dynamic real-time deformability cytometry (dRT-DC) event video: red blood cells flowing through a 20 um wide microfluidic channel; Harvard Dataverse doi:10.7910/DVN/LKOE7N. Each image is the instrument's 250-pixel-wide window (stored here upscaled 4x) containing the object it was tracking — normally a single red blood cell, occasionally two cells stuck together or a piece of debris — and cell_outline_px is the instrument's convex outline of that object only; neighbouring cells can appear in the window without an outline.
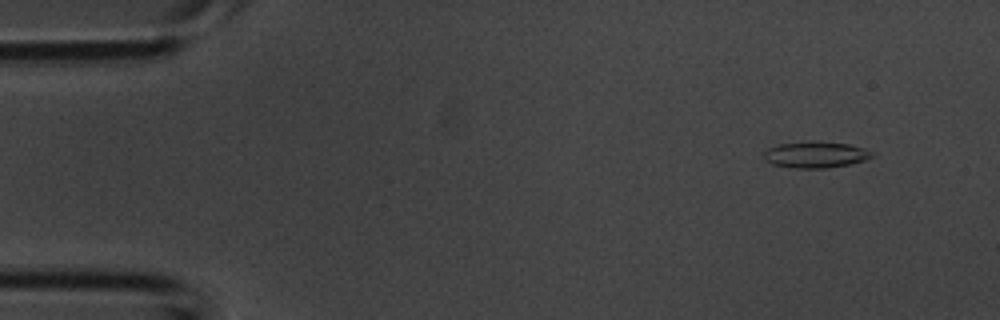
{"species": "common noctule bat (a hibernating species)", "species_latin": "Nyctalus noctula", "temperature_condition": "room temperature", "stored_images_in_passage": 5, "camera_frame_rate_fps": 3000, "um_per_image_px": 0.085, "animal": {"sex": "male", "body_mass_g": 20.1, "forearm_length_mm": 53.5}, "frame": {"image": 1, "passage_image": 2, "time_ms": 0.333, "image_size_px": [1000, 320], "cell_outline_px": [[876, 156], [868, 160], [852, 164], [828, 168], [792, 168], [772, 164], [764, 160], [764, 152], [768, 148], [780, 144], [808, 140], [848, 144], [864, 148], [876, 152]], "centroid_in_image_um": [69.39, 13.15], "position_along_channel_um": 15.6, "area_um2": 17.05}}